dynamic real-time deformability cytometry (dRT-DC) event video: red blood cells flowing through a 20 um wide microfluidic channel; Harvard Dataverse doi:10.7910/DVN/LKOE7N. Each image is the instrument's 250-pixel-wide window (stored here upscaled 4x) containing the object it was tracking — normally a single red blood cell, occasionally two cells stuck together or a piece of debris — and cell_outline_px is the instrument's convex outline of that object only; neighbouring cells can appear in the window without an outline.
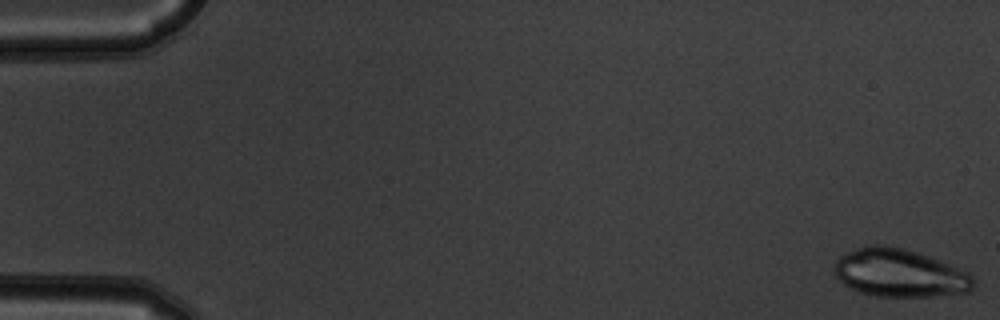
{"species": "common noctule bat (a hibernating species)", "species_latin": "Nyctalus noctula", "temperature_condition": "warm", "stored_images_in_passage": 6, "camera_frame_rate_fps": 3000, "um_per_image_px": 0.085, "animal": {"sex": "male", "body_mass_g": 19.5, "forearm_length_mm": 54.6}, "frame": {"image": 1, "passage_image": 1, "time_ms": 0.0, "image_size_px": [1000, 320], "cell_outline_px": [[972, 288], [968, 292], [932, 296], [876, 296], [860, 292], [844, 284], [832, 272], [836, 260], [840, 256], [856, 248], [876, 244], [884, 244], [904, 248], [928, 256], [968, 272], [972, 276]], "centroid_in_image_um": [76.42, 23.2], "position_along_channel_um": 8.6, "area_um2": 38.61}}